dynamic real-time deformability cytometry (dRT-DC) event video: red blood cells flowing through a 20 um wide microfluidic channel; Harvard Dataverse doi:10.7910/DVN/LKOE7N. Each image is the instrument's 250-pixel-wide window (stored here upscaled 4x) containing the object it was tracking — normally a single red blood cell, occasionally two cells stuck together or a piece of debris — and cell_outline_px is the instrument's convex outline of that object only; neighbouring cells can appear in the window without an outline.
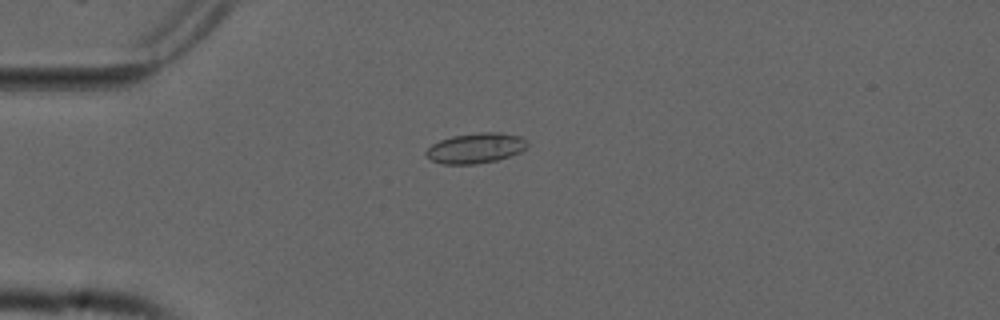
{"species": "common noctule bat (a hibernating species)", "species_latin": "Nyctalus noctula", "temperature_condition": "cold", "stored_images_in_passage": 55, "camera_frame_rate_fps": 3000, "um_per_image_px": 0.085, "animal": {"sex": "male", "forearm_length_mm": 52.5}, "frame": {"image": 1, "passage_image": 15, "time_ms": 4.667, "image_size_px": [1000, 320], "cell_outline_px": [[528, 144], [520, 152], [496, 160], [476, 164], [444, 164], [432, 160], [424, 156], [424, 152], [432, 144], [440, 140], [452, 136], [480, 132], [500, 132], [520, 136]], "centroid_in_image_um": [40.39, 12.59], "position_along_channel_um": 44.6, "area_um2": 17.74}}
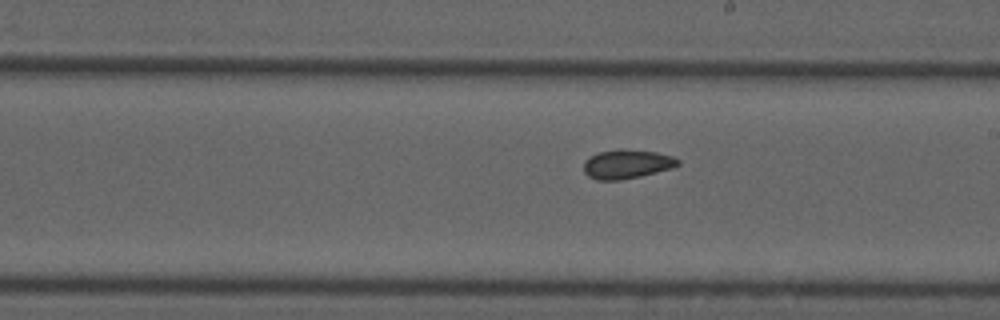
{"frame": {"image": 2, "passage_image": 32, "time_ms": 10.333, "image_size_px": [1000, 320], "cell_outline_px": [[680, 164], [672, 168], [640, 176], [620, 180], [596, 180], [588, 176], [584, 172], [584, 160], [600, 152], [620, 148], [656, 152], [672, 156], [680, 160]], "centroid_in_image_um": [53.28, 13.94], "position_along_channel_um": 235.7, "area_um2": 15.95}}
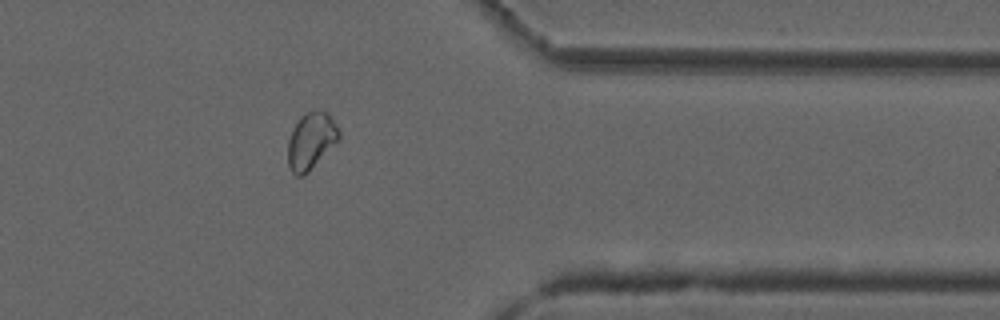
{"frame": {"image": 3, "passage_image": 45, "time_ms": 14.667, "image_size_px": [1000, 320], "cell_outline_px": [[340, 136], [308, 172], [304, 176], [296, 176], [288, 168], [288, 140], [300, 116], [304, 112], [328, 112], [340, 132]], "centroid_in_image_um": [26.4, 11.99], "position_along_channel_um": 385.0, "area_um2": 16.36}, "authors_computed_cell_mechanics": {"area_um2": 16.8198, "velocity_mm_per_s": 3.7498, "shape_relaxation_time_tau1_ms": null, "shape_relaxation_time_tau2_ms": 2.1341, "deformation_change_tau1": null, "deformation_change_tau2": 0.0609}}